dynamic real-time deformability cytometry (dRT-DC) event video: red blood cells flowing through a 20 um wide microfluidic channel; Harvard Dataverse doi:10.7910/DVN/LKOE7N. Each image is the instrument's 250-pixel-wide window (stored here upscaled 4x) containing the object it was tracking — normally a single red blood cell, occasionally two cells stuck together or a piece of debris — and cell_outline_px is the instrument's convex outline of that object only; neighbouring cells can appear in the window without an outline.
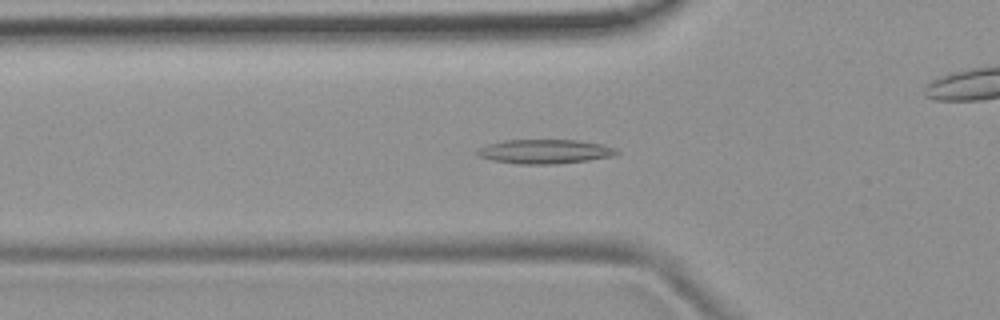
{"species": "common noctule bat (a hibernating species)", "species_latin": "Nyctalus noctula", "temperature_condition": "room temperature", "stored_images_in_passage": 52, "camera_frame_rate_fps": 3000, "um_per_image_px": 0.085, "animal": {"sex": "female", "body_mass_g": 19.9}, "frame": {"image": 1, "passage_image": 17, "time_ms": 5.333, "image_size_px": [1000, 320], "cell_outline_px": [[620, 152], [616, 156], [588, 160], [556, 164], [516, 164], [492, 160], [480, 156], [476, 152], [480, 148], [488, 144], [504, 140], [576, 140], [600, 144], [616, 148]], "centroid_in_image_um": [46.35, 12.88], "position_along_channel_um": 79.5, "area_um2": 19.65}}
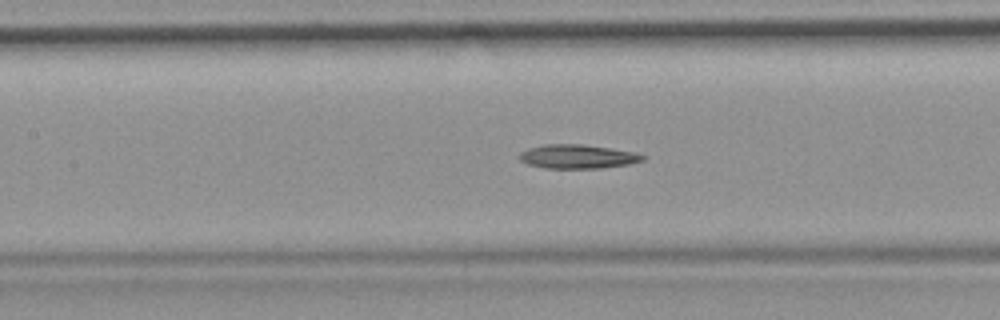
{"frame": {"image": 2, "passage_image": 23, "time_ms": 7.333, "image_size_px": [1000, 320], "cell_outline_px": [[648, 156], [644, 160], [628, 164], [600, 168], [544, 168], [528, 164], [520, 160], [516, 156], [520, 152], [528, 148], [544, 144], [584, 144], [632, 152]], "centroid_in_image_um": [49.04, 13.3], "position_along_channel_um": 158.4, "area_um2": 17.22}}
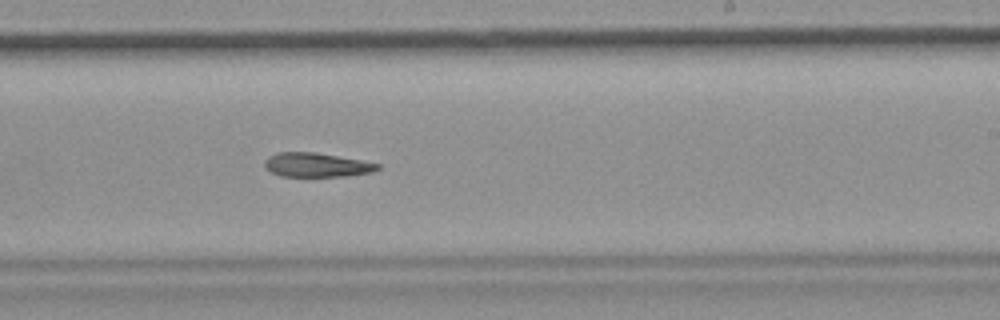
{"frame": {"image": 3, "passage_image": 31, "time_ms": 10.0, "image_size_px": [1000, 320], "cell_outline_px": [[380, 168], [372, 172], [348, 176], [280, 176], [264, 168], [264, 160], [268, 156], [276, 152], [316, 152], [360, 160], [380, 164]], "centroid_in_image_um": [26.87, 14.01], "position_along_channel_um": 262.1, "area_um2": 15.95}}